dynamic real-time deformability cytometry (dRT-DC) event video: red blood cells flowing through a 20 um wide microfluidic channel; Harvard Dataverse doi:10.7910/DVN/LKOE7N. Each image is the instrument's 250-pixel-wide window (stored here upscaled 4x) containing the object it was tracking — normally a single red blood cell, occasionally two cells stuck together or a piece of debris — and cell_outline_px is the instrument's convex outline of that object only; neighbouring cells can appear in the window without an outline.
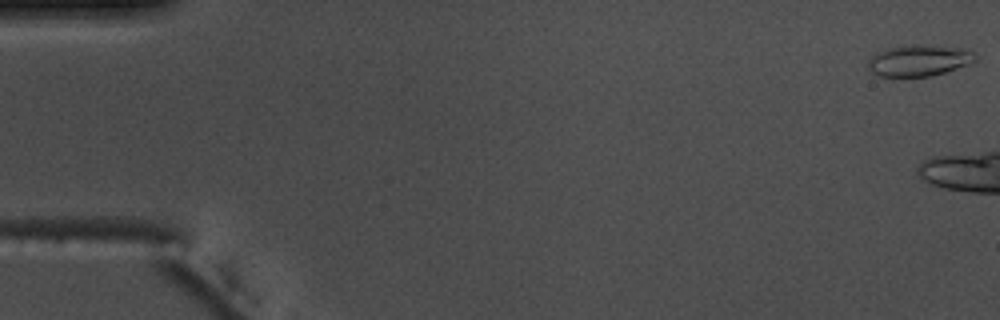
{"species": "common noctule bat (a hibernating species)", "species_latin": "Nyctalus noctula", "temperature_condition": "warm", "stored_images_in_passage": 11, "camera_frame_rate_fps": 3000, "um_per_image_px": 0.085, "animal": {"sex": "male", "body_mass_g": 17.5, "forearm_length_mm": 52.3}, "frame": {"image": 1, "passage_image": 1, "time_ms": 0.0, "image_size_px": [1000, 320], "cell_outline_px": [[976, 60], [968, 64], [932, 76], [880, 76], [872, 72], [868, 68], [868, 60], [872, 56], [888, 48], [916, 44], [956, 48], [972, 52], [976, 56]], "centroid_in_image_um": [78.08, 5.15], "position_along_channel_um": 6.9, "area_um2": 19.02}}